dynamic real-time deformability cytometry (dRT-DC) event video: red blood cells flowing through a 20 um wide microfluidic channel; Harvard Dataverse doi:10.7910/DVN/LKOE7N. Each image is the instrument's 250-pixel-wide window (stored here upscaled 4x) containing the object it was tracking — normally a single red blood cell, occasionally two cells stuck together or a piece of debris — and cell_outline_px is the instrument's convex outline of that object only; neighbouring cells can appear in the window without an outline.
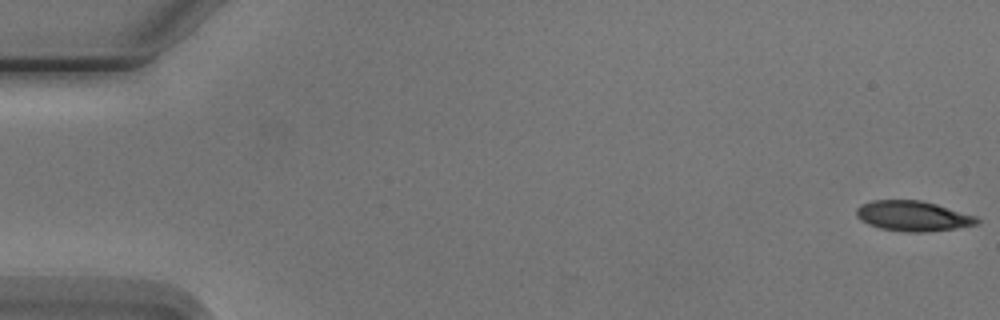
{"species": "Egyptian fruit bat (a non-hibernating species)", "species_latin": "Rousettus aegyptiacus", "temperature_condition": "cold", "stored_images_in_passage": 6, "camera_frame_rate_fps": 3000, "um_per_image_px": 0.085, "animal": {"sex": "male"}, "frame": {"image": 1, "passage_image": 1, "time_ms": 0.0, "image_size_px": [1000, 320], "cell_outline_px": [[980, 220], [976, 224], [956, 228], [924, 232], [904, 232], [880, 228], [868, 224], [860, 220], [856, 216], [856, 208], [860, 204], [872, 200], [920, 200], [936, 204], [976, 216]], "centroid_in_image_um": [77.55, 18.36], "position_along_channel_um": 7.4, "area_um2": 21.21}}